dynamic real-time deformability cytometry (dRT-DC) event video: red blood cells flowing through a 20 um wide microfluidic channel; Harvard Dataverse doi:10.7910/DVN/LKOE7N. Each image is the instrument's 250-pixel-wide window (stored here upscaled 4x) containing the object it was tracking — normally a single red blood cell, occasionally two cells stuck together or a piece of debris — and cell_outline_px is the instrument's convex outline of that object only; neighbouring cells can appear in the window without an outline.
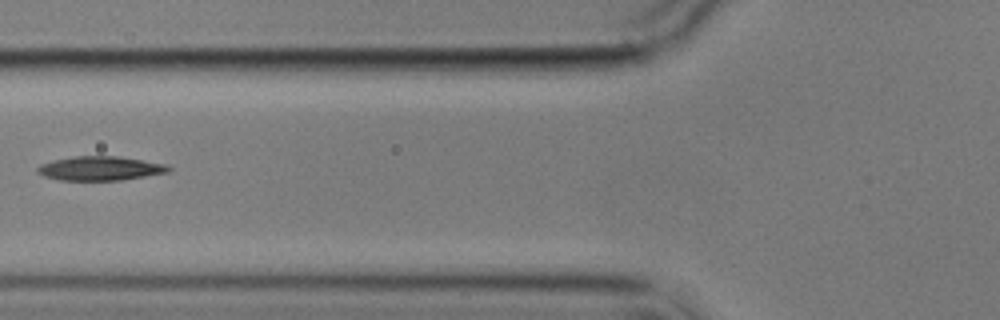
{"species": "common noctule bat (a hibernating species)", "species_latin": "Nyctalus noctula", "temperature_condition": "cold", "stored_images_in_passage": 8, "camera_frame_rate_fps": 3000, "um_per_image_px": 0.085, "animal": {"sex": "male", "body_mass_g": 17.9}, "frame": {"image": 1, "passage_image": 5, "time_ms": 5.333, "image_size_px": [1000, 320], "cell_outline_px": [[172, 168], [168, 172], [120, 180], [60, 180], [44, 176], [36, 172], [36, 168], [40, 164], [72, 156], [120, 156], [164, 164]], "centroid_in_image_um": [8.48, 14.31], "position_along_channel_um": 117.3, "area_um2": 18.26}}
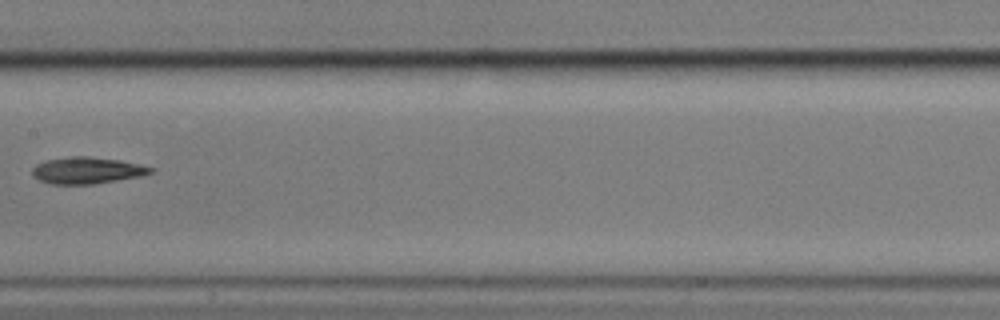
{"frame": {"image": 2, "passage_image": 7, "time_ms": 7.667, "image_size_px": [1000, 320], "cell_outline_px": [[156, 168], [152, 172], [140, 176], [92, 184], [52, 184], [40, 180], [32, 176], [32, 168], [36, 164], [44, 160], [68, 156], [88, 156], [120, 160], [140, 164]], "centroid_in_image_um": [7.37, 14.47], "position_along_channel_um": 200.0, "area_um2": 18.44}}
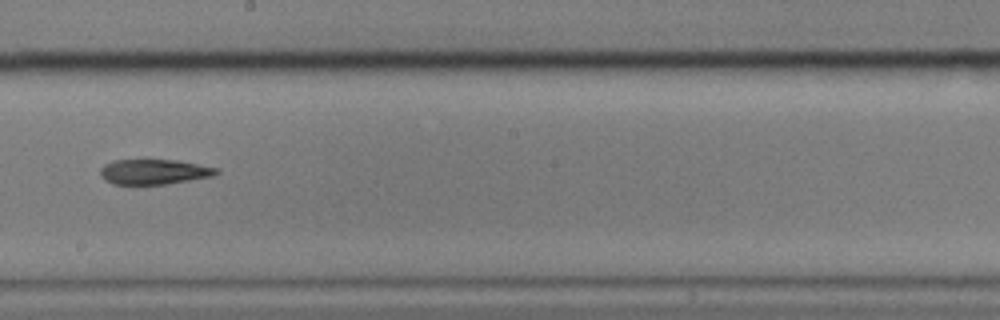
{"frame": {"image": 3, "passage_image": 8, "time_ms": 8.667, "image_size_px": [1000, 320], "cell_outline_px": [[220, 172], [216, 176], [164, 184], [112, 184], [100, 176], [100, 168], [104, 164], [112, 160], [176, 160], [220, 168]], "centroid_in_image_um": [13.12, 14.6], "position_along_channel_um": 235.1, "area_um2": 17.11}}